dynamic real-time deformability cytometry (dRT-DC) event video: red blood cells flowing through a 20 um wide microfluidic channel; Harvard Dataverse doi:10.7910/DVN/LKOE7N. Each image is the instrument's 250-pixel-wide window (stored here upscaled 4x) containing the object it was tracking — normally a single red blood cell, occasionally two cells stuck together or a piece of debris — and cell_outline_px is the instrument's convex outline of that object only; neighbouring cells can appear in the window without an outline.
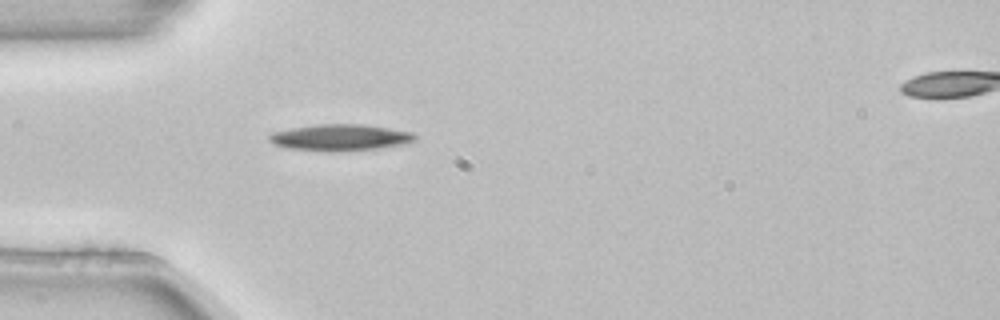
{"species": "common noctule bat (a hibernating species)", "species_latin": "Nyctalus noctula", "temperature_condition": "room temperature", "stored_images_in_passage": 2, "segment_of_instrument_passage": [1, 2], "camera_frame_rate_fps": 3000, "um_per_image_px": 0.085, "animal": {"sex": "female", "body_mass_g": 22.7, "forearm_length_mm": 54.2}, "frame": {"image": 1, "passage_image": 1, "time_ms": 0.0, "image_size_px": [1000, 320], "cell_outline_px": [[416, 140], [408, 144], [380, 148], [336, 152], [324, 152], [284, 148], [272, 144], [268, 140], [268, 136], [272, 132], [288, 128], [316, 124], [364, 124], [412, 132], [416, 136]], "centroid_in_image_um": [28.87, 11.7], "position_along_channel_um": 56.1, "area_um2": 23.06}}